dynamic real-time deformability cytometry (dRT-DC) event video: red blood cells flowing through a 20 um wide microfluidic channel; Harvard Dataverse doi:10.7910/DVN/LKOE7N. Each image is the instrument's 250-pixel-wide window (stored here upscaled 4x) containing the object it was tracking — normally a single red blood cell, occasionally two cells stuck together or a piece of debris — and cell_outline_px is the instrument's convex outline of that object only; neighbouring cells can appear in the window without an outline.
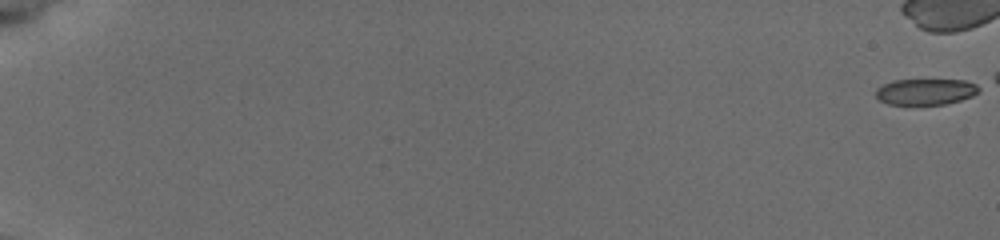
{"species": "common noctule bat (a hibernating species)", "species_latin": "Nyctalus noctula", "temperature_condition": "cold", "stored_images_in_passage": 19, "camera_frame_rate_fps": 3000, "um_per_image_px": 0.085, "animal": {"sex": "female", "body_mass_g": 19.5, "forearm_length_mm": 54.1}, "frame": {"image": 1, "passage_image": 1, "time_ms": 0.0, "image_size_px": [1000, 240], "cell_outline_px": [[980, 92], [972, 96], [960, 100], [944, 104], [888, 104], [880, 100], [876, 96], [876, 88], [892, 80], [964, 80], [976, 84], [980, 88]], "centroid_in_image_um": [78.69, 7.79], "position_along_channel_um": 6.3, "area_um2": 15.61}}